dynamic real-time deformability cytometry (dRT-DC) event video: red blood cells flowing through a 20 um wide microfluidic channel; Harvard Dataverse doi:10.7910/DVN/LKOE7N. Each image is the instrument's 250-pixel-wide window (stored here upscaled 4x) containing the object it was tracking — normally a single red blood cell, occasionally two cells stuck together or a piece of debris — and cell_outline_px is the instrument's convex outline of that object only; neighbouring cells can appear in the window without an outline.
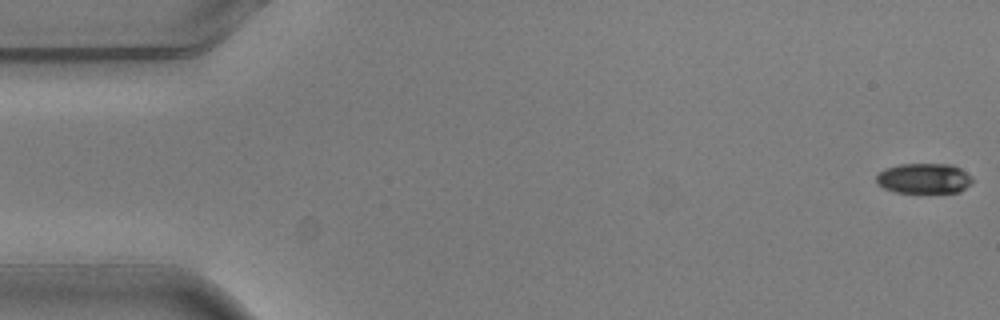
{"species": "common noctule bat (a hibernating species)", "species_latin": "Nyctalus noctula", "temperature_condition": "warm", "stored_images_in_passage": 4, "camera_frame_rate_fps": 3000, "um_per_image_px": 0.085, "animal": {"sex": "male", "body_mass_g": 20.5, "forearm_length_mm": 52.5}, "frame": {"image": 1, "passage_image": 1, "time_ms": 0.0, "image_size_px": [1000, 320], "cell_outline_px": [[972, 184], [960, 192], [896, 192], [884, 188], [876, 184], [876, 176], [884, 168], [900, 164], [952, 164], [960, 168], [972, 176]], "centroid_in_image_um": [78.55, 15.16], "position_along_channel_um": 6.5, "area_um2": 17.05}}
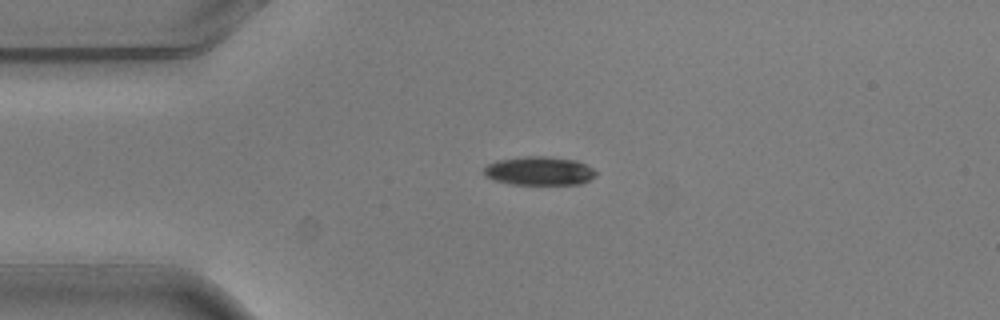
{"frame": {"image": 2, "passage_image": 4, "time_ms": 1.0, "image_size_px": [1000, 320], "cell_outline_px": [[596, 176], [580, 184], [508, 184], [492, 180], [484, 176], [484, 168], [488, 164], [500, 160], [524, 156], [544, 156], [576, 160], [592, 168], [596, 172]], "centroid_in_image_um": [45.81, 14.53], "position_along_channel_um": 39.2, "area_um2": 18.67}}